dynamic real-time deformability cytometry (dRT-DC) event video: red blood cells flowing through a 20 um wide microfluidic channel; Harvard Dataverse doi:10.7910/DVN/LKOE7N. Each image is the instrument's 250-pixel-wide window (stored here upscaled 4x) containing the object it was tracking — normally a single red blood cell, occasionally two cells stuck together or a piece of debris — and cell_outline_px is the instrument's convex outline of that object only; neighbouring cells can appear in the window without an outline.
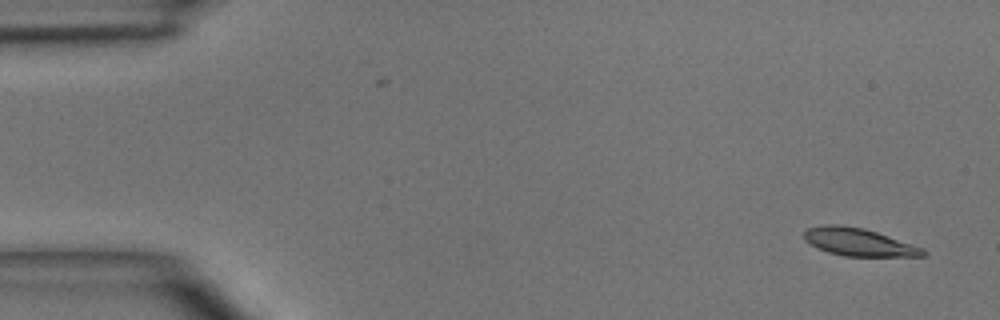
{"species": "common noctule bat (a hibernating species)", "species_latin": "Nyctalus noctula", "temperature_condition": "room temperature", "stored_images_in_passage": 4, "camera_frame_rate_fps": 3000, "um_per_image_px": 0.085, "animal": {"sex": "male", "body_mass_g": 15.6}, "frame": {"image": 1, "passage_image": 1, "time_ms": 0.0, "image_size_px": [1000, 320], "cell_outline_px": [[928, 252], [924, 256], [844, 256], [828, 252], [804, 240], [804, 232], [808, 228], [824, 224], [840, 224], [864, 228], [924, 248]], "centroid_in_image_um": [73.0, 20.57], "position_along_channel_um": 12.0, "area_um2": 19.07}}
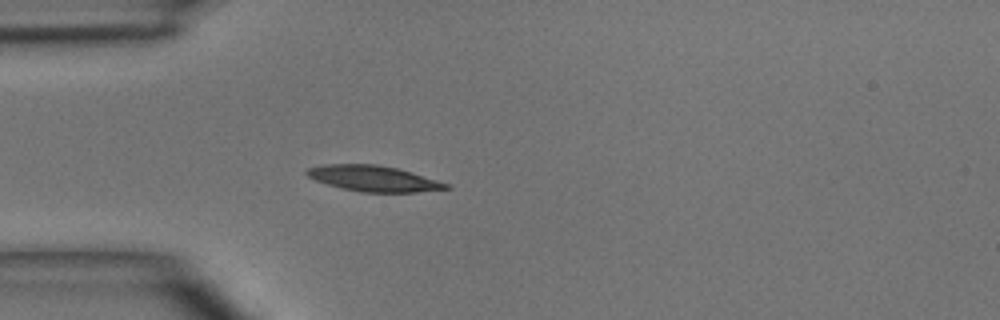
{"frame": {"image": 2, "passage_image": 4, "time_ms": 3.667, "image_size_px": [1000, 320], "cell_outline_px": [[452, 188], [416, 192], [360, 192], [328, 184], [316, 180], [308, 176], [304, 172], [308, 168], [320, 164], [376, 164], [396, 168], [412, 172], [452, 184]], "centroid_in_image_um": [31.79, 15.17], "position_along_channel_um": 53.2, "area_um2": 20.92}}